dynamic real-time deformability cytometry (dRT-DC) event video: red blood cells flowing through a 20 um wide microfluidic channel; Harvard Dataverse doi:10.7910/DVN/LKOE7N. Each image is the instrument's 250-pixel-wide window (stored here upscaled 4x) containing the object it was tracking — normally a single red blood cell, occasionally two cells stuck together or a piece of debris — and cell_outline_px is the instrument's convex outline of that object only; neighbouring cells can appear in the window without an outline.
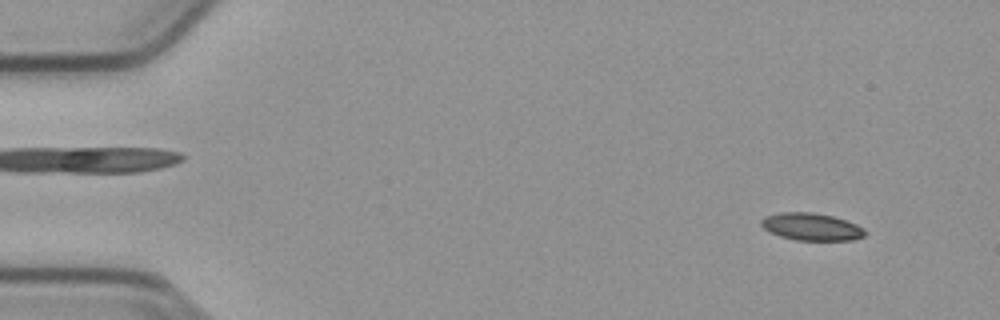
{"species": "common noctule bat (a hibernating species)", "species_latin": "Nyctalus noctula", "temperature_condition": "cold", "stored_images_in_passage": 55, "camera_frame_rate_fps": 3000, "um_per_image_px": 0.085, "animal": {"sex": "male", "body_mass_g": 23.1, "forearm_length_mm": 52.7}, "frame": {"image": 1, "passage_image": 5, "time_ms": 1.333, "image_size_px": [1000, 320], "cell_outline_px": [[868, 232], [864, 236], [852, 240], [796, 240], [780, 236], [764, 228], [760, 224], [760, 220], [764, 216], [780, 212], [812, 212], [832, 216], [856, 224], [864, 228]], "centroid_in_image_um": [68.97, 19.27], "position_along_channel_um": 16.0, "area_um2": 16.53}}
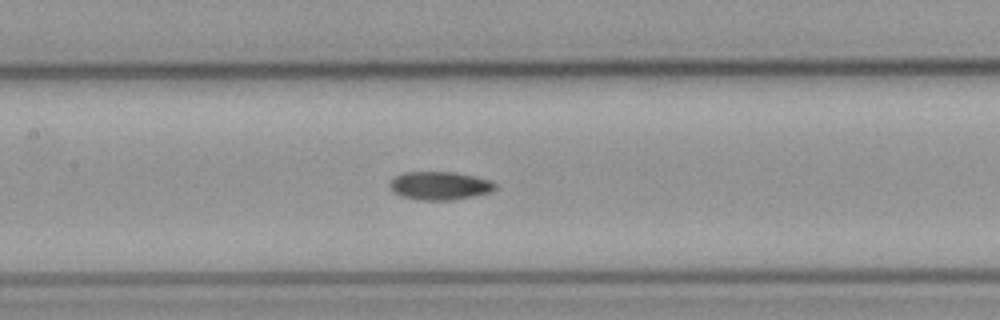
{"frame": {"image": 2, "passage_image": 26, "time_ms": 8.333, "image_size_px": [1000, 320], "cell_outline_px": [[496, 188], [488, 192], [472, 196], [452, 200], [420, 200], [400, 196], [392, 192], [388, 184], [396, 176], [404, 172], [456, 172], [492, 180], [496, 184]], "centroid_in_image_um": [37.35, 15.78], "position_along_channel_um": 170.0, "area_um2": 17.4}}
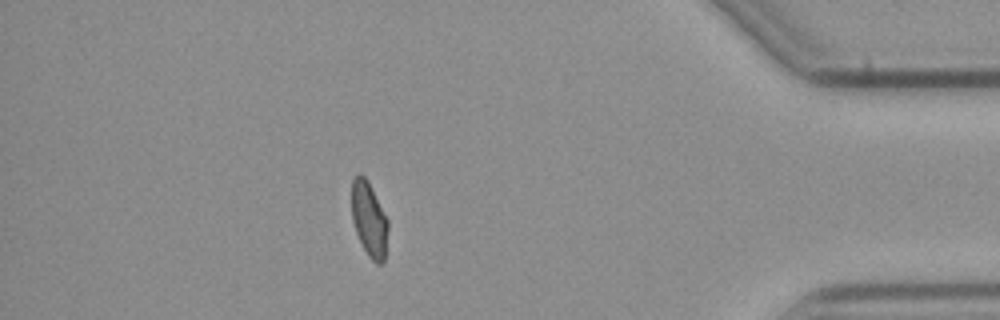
{"frame": {"image": 3, "passage_image": 48, "time_ms": 15.667, "image_size_px": [1000, 320], "cell_outline_px": [[388, 228], [384, 264], [376, 264], [368, 256], [356, 232], [352, 220], [352, 180], [356, 172], [360, 172], [368, 180], [388, 220]], "centroid_in_image_um": [31.37, 18.62], "position_along_channel_um": 403.8, "area_um2": 15.95}, "authors_computed_cell_mechanics": {"area_um2": 16.8776, "velocity_mm_per_s": 3.799, "shape_relaxation_time_tau1_ms": null, "shape_relaxation_time_tau2_ms": 4.9408, "deformation_change_tau1": null, "deformation_change_tau2": 0.0866}}